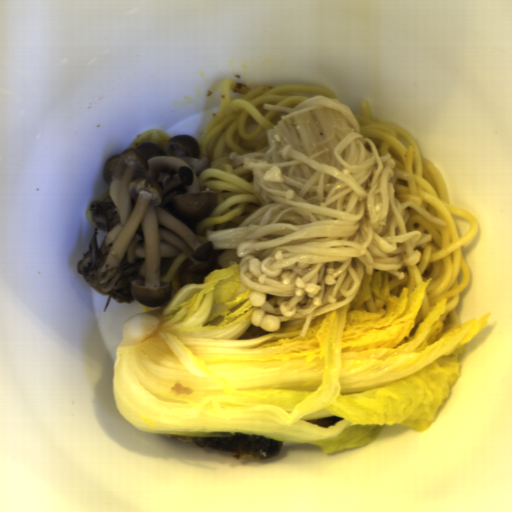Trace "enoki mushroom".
Returning <instances> with one entry per match:
<instances>
[{
  "label": "enoki mushroom",
  "mask_w": 512,
  "mask_h": 512,
  "mask_svg": "<svg viewBox=\"0 0 512 512\" xmlns=\"http://www.w3.org/2000/svg\"><path fill=\"white\" fill-rule=\"evenodd\" d=\"M266 130L268 150L228 153L251 171L264 205L234 229L207 231L217 262L238 263L241 285L256 308L250 324L271 334L313 318L358 295L365 275L405 276L430 235L406 232L410 207L431 223H448L416 203L401 202L395 160L381 156L361 134L350 108L337 97L315 95Z\"/></svg>",
  "instance_id": "obj_1"
}]
</instances>
